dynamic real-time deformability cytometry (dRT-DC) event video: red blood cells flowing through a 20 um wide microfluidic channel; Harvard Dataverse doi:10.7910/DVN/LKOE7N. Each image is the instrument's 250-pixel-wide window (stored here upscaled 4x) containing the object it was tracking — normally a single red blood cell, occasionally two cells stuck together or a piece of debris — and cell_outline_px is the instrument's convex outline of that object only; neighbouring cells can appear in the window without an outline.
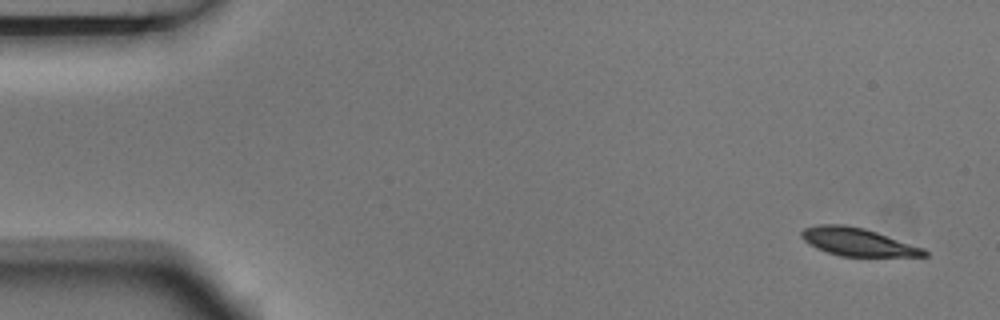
{"species": "Egyptian fruit bat (a non-hibernating species)", "species_latin": "Rousettus aegyptiacus", "temperature_condition": "room temperature", "stored_images_in_passage": 6, "camera_frame_rate_fps": 3000, "um_per_image_px": 0.085, "animal": {"sex": "male"}, "frame": {"image": 1, "passage_image": 1, "time_ms": 0.0, "image_size_px": [1000, 320], "cell_outline_px": [[928, 256], [840, 256], [816, 248], [808, 244], [800, 236], [800, 232], [804, 228], [816, 224], [844, 224], [864, 228], [924, 248], [928, 252]], "centroid_in_image_um": [72.86, 20.55], "position_along_channel_um": 12.1, "area_um2": 19.94}}
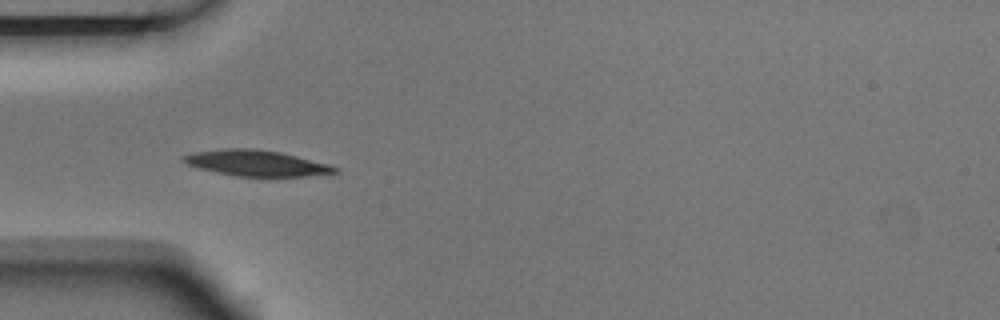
{"frame": {"image": 2, "passage_image": 5, "time_ms": 1.333, "image_size_px": [1000, 320], "cell_outline_px": [[340, 172], [308, 176], [236, 176], [216, 172], [200, 168], [188, 164], [180, 160], [184, 156], [196, 152], [220, 148], [252, 148], [280, 152], [328, 164], [340, 168]], "centroid_in_image_um": [21.81, 13.86], "position_along_channel_um": 63.2, "area_um2": 22.66}}
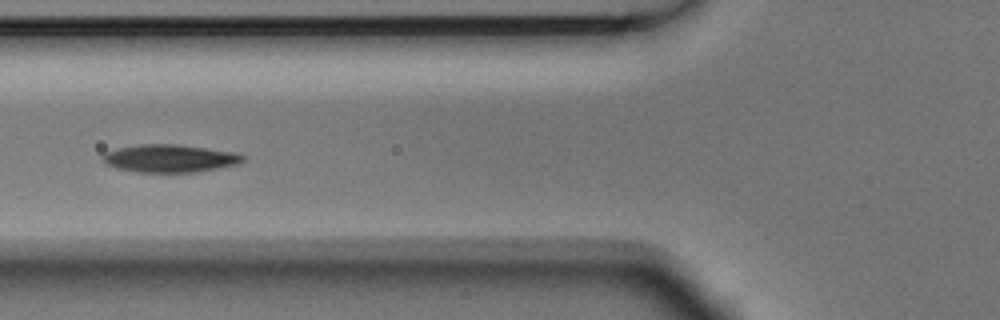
{"frame": {"image": 3, "passage_image": 6, "time_ms": 1.667, "image_size_px": [1000, 320], "cell_outline_px": [[244, 160], [240, 164], [196, 172], [140, 172], [116, 168], [104, 164], [100, 160], [104, 152], [116, 148], [140, 144], [176, 144], [236, 152], [244, 156]], "centroid_in_image_um": [14.39, 13.46], "position_along_channel_um": 111.4, "area_um2": 22.89}}